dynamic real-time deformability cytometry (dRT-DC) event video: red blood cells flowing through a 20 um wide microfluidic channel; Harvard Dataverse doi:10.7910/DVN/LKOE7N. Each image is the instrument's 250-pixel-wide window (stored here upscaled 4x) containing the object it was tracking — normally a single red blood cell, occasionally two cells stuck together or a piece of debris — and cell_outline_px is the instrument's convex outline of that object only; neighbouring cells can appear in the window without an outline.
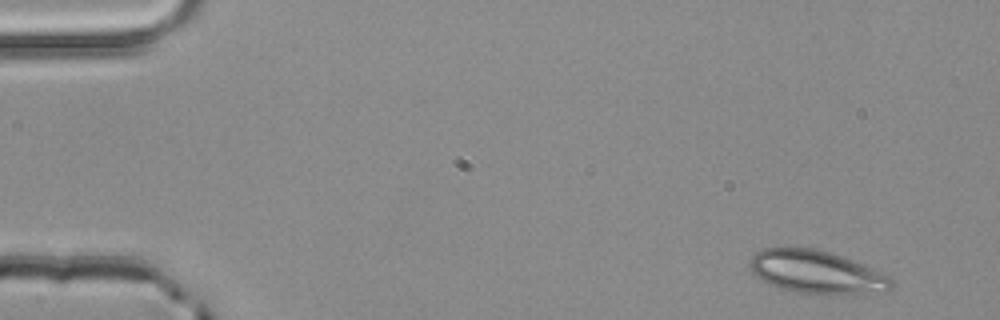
{"species": "common noctule bat (a hibernating species)", "species_latin": "Nyctalus noctula", "temperature_condition": "room temperature", "stored_images_in_passage": 3, "camera_frame_rate_fps": 3000, "um_per_image_px": 0.085, "animal": {"sex": "male", "body_mass_g": 20.4}, "frame": {"image": 1, "passage_image": 3, "time_ms": 0.667, "image_size_px": [1000, 320], "cell_outline_px": [[892, 288], [888, 292], [796, 292], [780, 288], [768, 284], [752, 272], [748, 264], [752, 256], [756, 252], [764, 248], [816, 248], [852, 260], [880, 272], [888, 276], [892, 280]], "centroid_in_image_um": [69.35, 23.09], "position_along_channel_um": 15.7, "area_um2": 34.45}}